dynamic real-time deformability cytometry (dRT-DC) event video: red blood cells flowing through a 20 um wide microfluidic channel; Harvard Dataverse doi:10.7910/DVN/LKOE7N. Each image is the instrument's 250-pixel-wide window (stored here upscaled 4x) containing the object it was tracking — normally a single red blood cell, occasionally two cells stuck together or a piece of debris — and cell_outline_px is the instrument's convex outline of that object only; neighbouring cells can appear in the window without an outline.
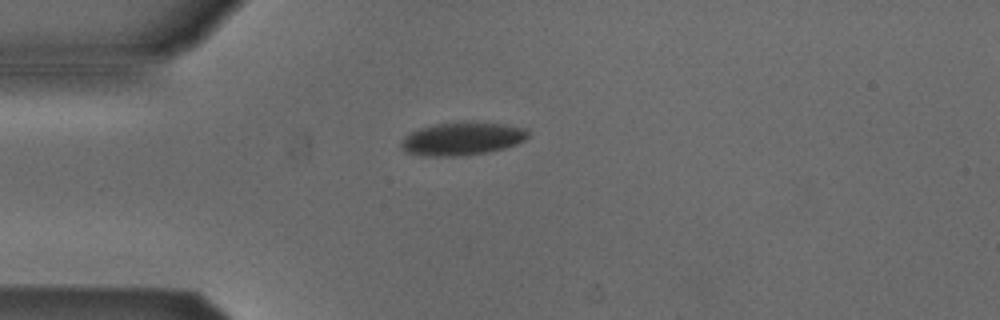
{"species": "Egyptian fruit bat (a non-hibernating species)", "species_latin": "Rousettus aegyptiacus", "temperature_condition": "cold", "stored_images_in_passage": 34, "camera_frame_rate_fps": 3000, "um_per_image_px": 0.085, "animal": {"sex": "male"}, "frame": {"image": 1, "passage_image": 1, "time_ms": 0.0, "image_size_px": [1000, 320], "cell_outline_px": [[528, 136], [524, 140], [516, 144], [504, 148], [488, 152], [460, 156], [424, 156], [404, 152], [400, 148], [400, 144], [404, 136], [420, 128], [436, 124], [504, 124], [524, 128], [528, 132]], "centroid_in_image_um": [39.23, 11.84], "position_along_channel_um": 45.8, "area_um2": 23.76}}
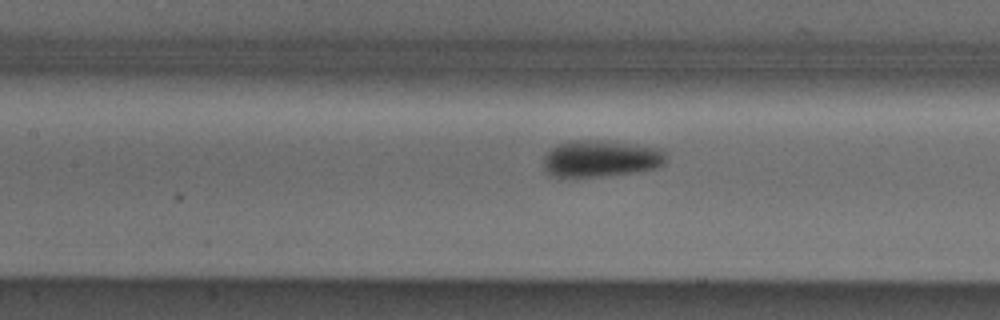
{"frame": {"image": 2, "passage_image": 11, "time_ms": 3.333, "image_size_px": [1000, 320], "cell_outline_px": [[664, 164], [656, 168], [632, 172], [600, 176], [548, 176], [544, 172], [544, 156], [552, 148], [560, 144], [572, 140], [596, 140], [632, 144], [660, 148], [664, 152]], "centroid_in_image_um": [51.03, 13.48], "position_along_channel_um": 156.4, "area_um2": 25.84}}
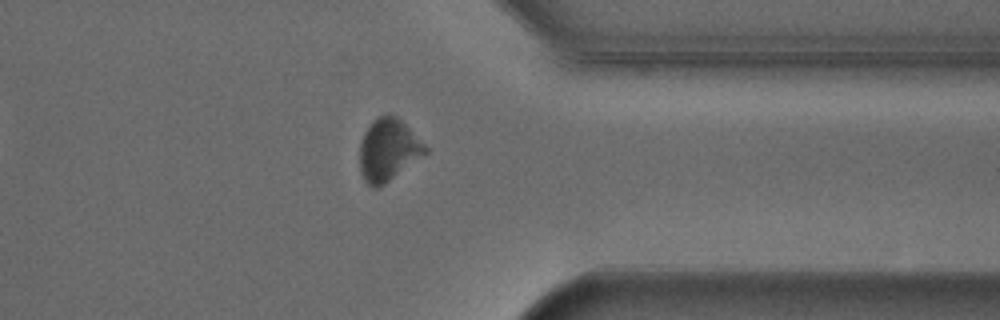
{"frame": {"image": 3, "passage_image": 29, "time_ms": 9.333, "image_size_px": [1000, 320], "cell_outline_px": [[428, 152], [384, 184], [376, 188], [372, 188], [364, 180], [360, 172], [360, 144], [364, 132], [380, 116], [396, 116], [428, 148]], "centroid_in_image_um": [32.98, 12.79], "position_along_channel_um": 378.4, "area_um2": 23.06}, "authors_computed_cell_mechanics": {"area_um2": 24.276, "velocity_mm_per_s": 3.8276, "shape_relaxation_time_tau1_ms": 2.1329, "shape_relaxation_time_tau2_ms": null, "deformation_change_tau1": 0.0648, "deformation_change_tau2": null}}